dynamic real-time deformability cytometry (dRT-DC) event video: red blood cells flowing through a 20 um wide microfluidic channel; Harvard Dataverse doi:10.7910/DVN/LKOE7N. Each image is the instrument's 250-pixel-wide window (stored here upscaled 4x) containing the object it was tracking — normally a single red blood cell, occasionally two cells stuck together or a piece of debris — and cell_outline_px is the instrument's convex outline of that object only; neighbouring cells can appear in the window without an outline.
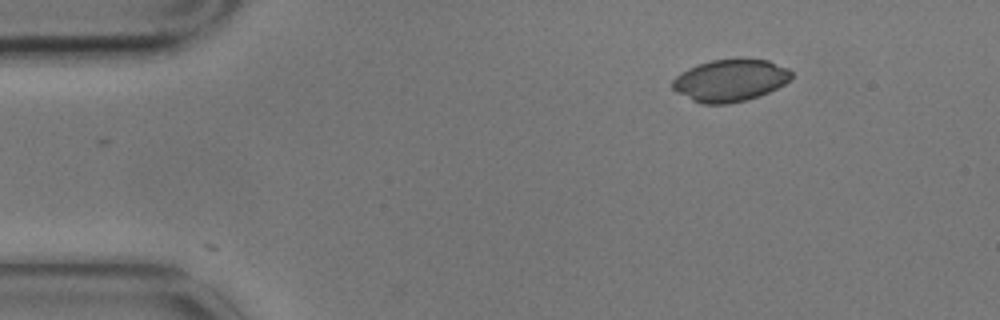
{"species": "common noctule bat (a hibernating species)", "species_latin": "Nyctalus noctula", "temperature_condition": "cold", "stored_images_in_passage": 3, "camera_frame_rate_fps": 3000, "um_per_image_px": 0.085, "animal": {"sex": "male", "body_mass_g": 17.9}, "frame": {"image": 1, "passage_image": 3, "time_ms": 0.667, "image_size_px": [1000, 320], "cell_outline_px": [[792, 76], [784, 84], [760, 96], [744, 100], [724, 104], [704, 104], [692, 100], [676, 92], [672, 88], [672, 80], [680, 72], [688, 68], [712, 60], [768, 60], [788, 68], [792, 72]], "centroid_in_image_um": [62.04, 6.85], "position_along_channel_um": 23.0, "area_um2": 28.78}}